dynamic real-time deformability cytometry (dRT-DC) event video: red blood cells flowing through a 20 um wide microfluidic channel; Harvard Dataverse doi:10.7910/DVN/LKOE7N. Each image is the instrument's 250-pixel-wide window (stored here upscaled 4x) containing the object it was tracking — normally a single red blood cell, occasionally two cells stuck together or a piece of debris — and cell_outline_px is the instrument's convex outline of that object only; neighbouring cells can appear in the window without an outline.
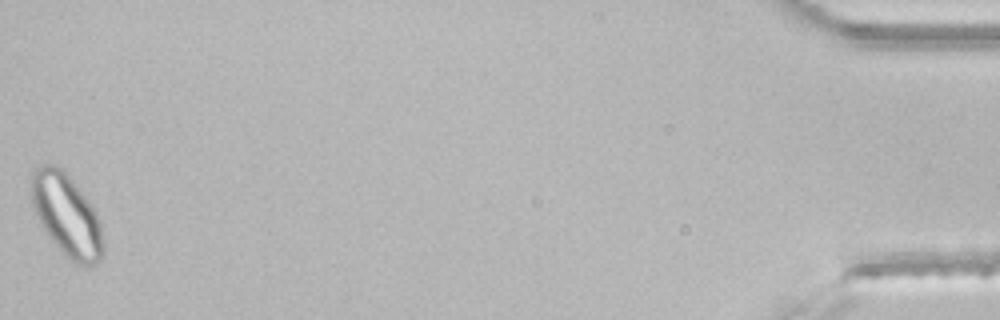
{"species": "common noctule bat (a hibernating species)", "species_latin": "Nyctalus noctula", "temperature_condition": "room temperature", "stored_images_in_passage": 39, "segment_of_instrument_passage": [2, 2], "camera_frame_rate_fps": 3000, "um_per_image_px": 0.085, "animal": {"sex": "male", "body_mass_g": 21.5, "forearm_length_mm": 52.0}, "frame": {"image": 1, "passage_image": 39, "time_ms": 12.667, "image_size_px": [1000, 320], "cell_outline_px": [[104, 252], [100, 260], [96, 264], [84, 268], [76, 264], [64, 256], [48, 236], [36, 216], [32, 204], [28, 180], [32, 172], [40, 164], [52, 164], [60, 168], [68, 176], [96, 208], [100, 220], [104, 240]], "centroid_in_image_um": [5.67, 18.32], "position_along_channel_um": 429.5, "area_um2": 35.37}}